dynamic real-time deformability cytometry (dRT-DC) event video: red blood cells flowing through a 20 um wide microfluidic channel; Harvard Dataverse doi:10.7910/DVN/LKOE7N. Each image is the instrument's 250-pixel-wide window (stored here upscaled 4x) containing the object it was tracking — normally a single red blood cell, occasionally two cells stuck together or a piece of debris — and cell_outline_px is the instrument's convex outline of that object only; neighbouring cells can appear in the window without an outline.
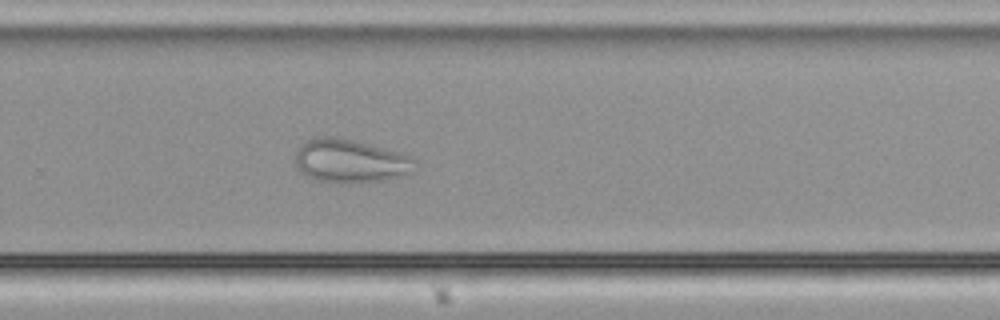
{"species": "common noctule bat (a hibernating species)", "species_latin": "Nyctalus noctula", "temperature_condition": "cold", "stored_images_in_passage": 42, "camera_frame_rate_fps": 3000, "um_per_image_px": 0.085, "animal": {"sex": "male", "body_mass_g": 21.5, "forearm_length_mm": 52.0}, "frame": {"image": 1, "passage_image": 24, "time_ms": 7.667, "image_size_px": [1000, 320], "cell_outline_px": [[416, 160], [404, 176], [384, 180], [348, 184], [340, 184], [316, 180], [308, 176], [296, 168], [296, 152], [308, 140], [320, 136], [336, 136], [352, 140], [396, 152], [408, 156]], "centroid_in_image_um": [29.71, 13.71], "position_along_channel_um": 300.1, "area_um2": 29.82}}
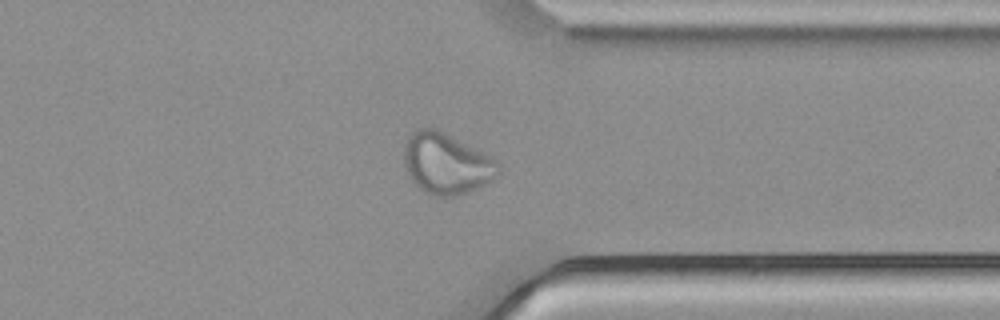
{"frame": {"image": 2, "passage_image": 30, "time_ms": 9.667, "image_size_px": [1000, 320], "cell_outline_px": [[500, 172], [488, 184], [468, 192], [456, 196], [432, 196], [420, 188], [412, 180], [404, 164], [404, 144], [408, 136], [416, 128], [436, 128], [444, 132], [496, 160], [500, 164]], "centroid_in_image_um": [37.94, 13.91], "position_along_channel_um": 373.5, "area_um2": 33.41}}